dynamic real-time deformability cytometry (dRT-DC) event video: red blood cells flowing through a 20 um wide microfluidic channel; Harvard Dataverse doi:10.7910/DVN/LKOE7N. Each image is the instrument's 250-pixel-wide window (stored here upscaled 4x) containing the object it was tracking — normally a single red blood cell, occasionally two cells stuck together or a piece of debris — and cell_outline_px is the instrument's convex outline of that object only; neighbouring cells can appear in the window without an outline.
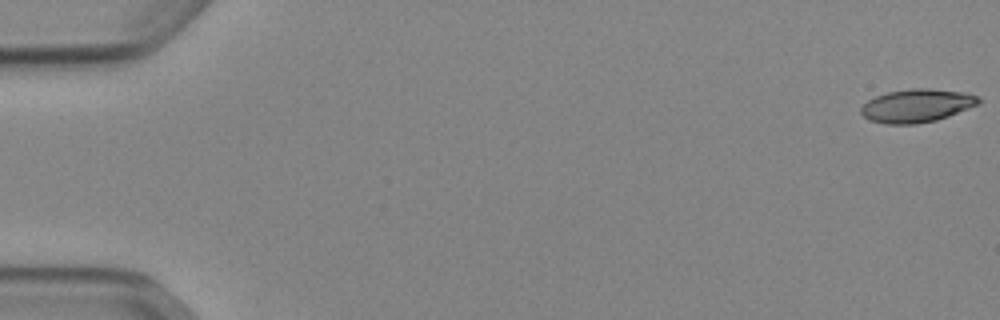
{"species": "Egyptian fruit bat (a non-hibernating species)", "species_latin": "Rousettus aegyptiacus", "temperature_condition": "cold", "stored_images_in_passage": 13, "camera_frame_rate_fps": 3000, "um_per_image_px": 0.085, "animal": {"sex": "female"}, "frame": {"image": 1, "passage_image": 1, "time_ms": 0.0, "image_size_px": [1000, 320], "cell_outline_px": [[980, 104], [948, 116], [936, 120], [916, 124], [884, 124], [868, 120], [860, 112], [860, 108], [868, 100], [876, 96], [888, 92], [912, 88], [928, 88], [968, 92], [980, 96]], "centroid_in_image_um": [77.95, 8.97], "position_along_channel_um": 7.0, "area_um2": 23.0}}